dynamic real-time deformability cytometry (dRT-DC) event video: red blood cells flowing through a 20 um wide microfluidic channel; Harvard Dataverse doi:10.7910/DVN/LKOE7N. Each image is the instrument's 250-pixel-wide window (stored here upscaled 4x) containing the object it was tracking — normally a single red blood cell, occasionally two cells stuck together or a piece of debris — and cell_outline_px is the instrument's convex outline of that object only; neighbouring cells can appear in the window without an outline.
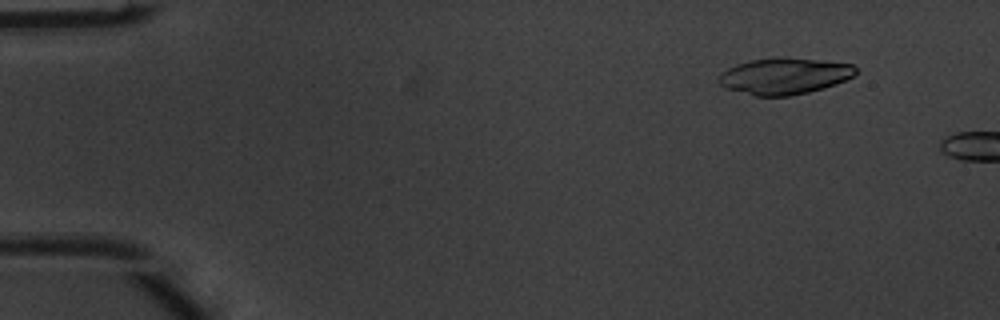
{"species": "common noctule bat (a hibernating species)", "species_latin": "Nyctalus noctula", "temperature_condition": "warm", "stored_images_in_passage": 8, "camera_frame_rate_fps": 3000, "um_per_image_px": 0.085, "animal": {"sex": "male", "body_mass_g": 20.1, "forearm_length_mm": 53.5}, "frame": {"image": 1, "passage_image": 5, "time_ms": 1.333, "image_size_px": [1000, 320], "cell_outline_px": [[860, 68], [852, 76], [836, 84], [824, 88], [808, 92], [788, 96], [756, 96], [724, 88], [716, 80], [720, 72], [736, 64], [752, 60], [812, 60], [852, 64]], "centroid_in_image_um": [66.63, 6.51], "position_along_channel_um": 18.4, "area_um2": 28.21}}